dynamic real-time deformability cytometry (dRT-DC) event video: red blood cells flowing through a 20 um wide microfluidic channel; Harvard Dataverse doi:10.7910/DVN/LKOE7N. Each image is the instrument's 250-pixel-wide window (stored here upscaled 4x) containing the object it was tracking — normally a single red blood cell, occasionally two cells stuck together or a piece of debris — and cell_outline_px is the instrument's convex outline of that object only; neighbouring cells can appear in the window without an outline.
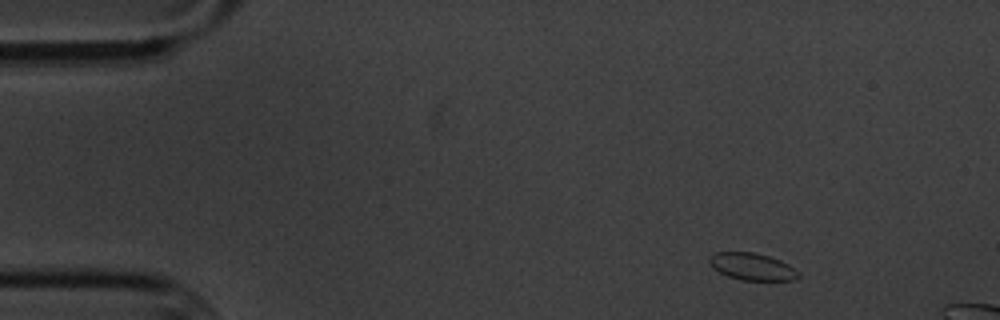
{"species": "common noctule bat (a hibernating species)", "species_latin": "Nyctalus noctula", "temperature_condition": "cold", "stored_images_in_passage": 4, "camera_frame_rate_fps": 3000, "um_per_image_px": 0.085, "animal": {"sex": "male", "body_mass_g": 20.1, "forearm_length_mm": 53.5}, "frame": {"image": 1, "passage_image": 1, "time_ms": 0.0, "image_size_px": [1000, 320], "cell_outline_px": [[800, 276], [792, 280], [740, 280], [728, 276], [712, 268], [708, 260], [708, 256], [716, 252], [752, 252], [768, 256], [780, 260], [788, 264], [800, 272]], "centroid_in_image_um": [63.91, 22.66], "position_along_channel_um": 21.1, "area_um2": 14.1}}